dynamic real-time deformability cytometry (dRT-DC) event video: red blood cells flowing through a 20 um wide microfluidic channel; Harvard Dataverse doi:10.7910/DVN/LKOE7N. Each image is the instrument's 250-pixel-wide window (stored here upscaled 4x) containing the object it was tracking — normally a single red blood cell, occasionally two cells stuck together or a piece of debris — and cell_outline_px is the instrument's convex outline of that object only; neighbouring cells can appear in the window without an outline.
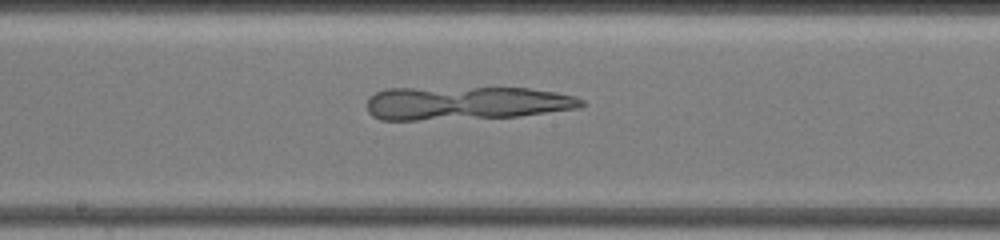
{"species": "common noctule bat (a hibernating species)", "species_latin": "Nyctalus noctula", "temperature_condition": "warm", "stored_images_in_passage": 53, "camera_frame_rate_fps": 3000, "um_per_image_px": 0.085, "animal": {"sex": "female", "body_mass_g": 19.5, "forearm_length_mm": 54.1}, "frame": {"image": 1, "passage_image": 49, "time_ms": 12.333, "image_size_px": [1000, 240], "cell_outline_px": [[588, 104], [576, 108], [516, 116], [420, 120], [380, 120], [372, 116], [368, 112], [368, 100], [376, 92], [388, 88], [528, 88], [556, 92], [576, 96], [584, 100]], "centroid_in_image_um": [39.61, 8.76], "position_along_channel_um": 208.6, "area_um2": 41.62}}
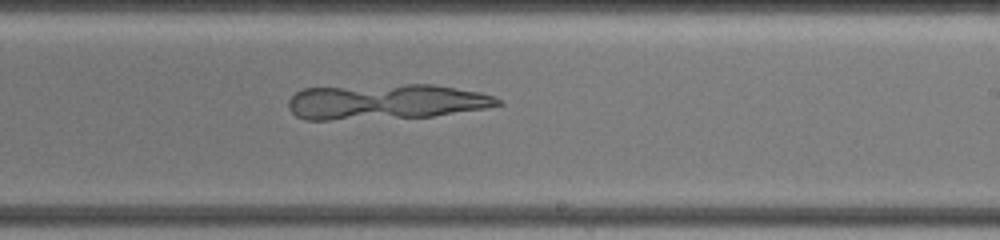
{"frame": {"image": 2, "passage_image": 53, "time_ms": 13.667, "image_size_px": [1000, 240], "cell_outline_px": [[504, 104], [488, 108], [432, 116], [328, 120], [304, 120], [296, 116], [288, 108], [288, 100], [296, 92], [304, 88], [404, 84], [432, 84], [480, 92], [504, 100]], "centroid_in_image_um": [32.81, 8.65], "position_along_channel_um": 256.2, "area_um2": 43.29}}